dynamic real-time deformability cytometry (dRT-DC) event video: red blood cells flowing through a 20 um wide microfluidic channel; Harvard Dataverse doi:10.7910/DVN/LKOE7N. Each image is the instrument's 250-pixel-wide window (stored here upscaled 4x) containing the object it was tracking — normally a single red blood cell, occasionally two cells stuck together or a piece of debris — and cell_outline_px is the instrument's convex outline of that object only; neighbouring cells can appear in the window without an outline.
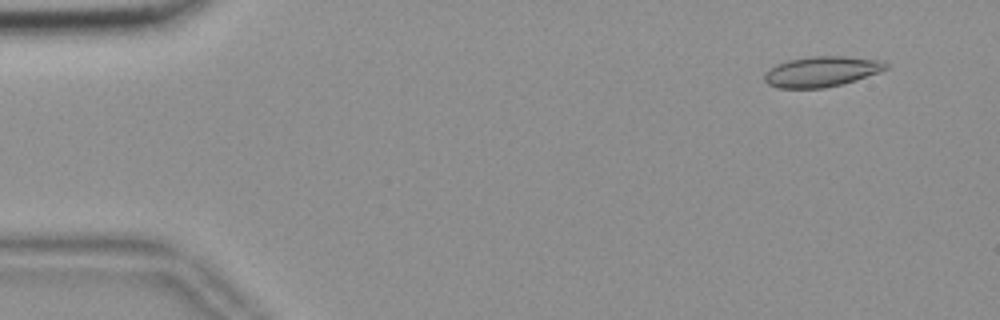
{"species": "common noctule bat (a hibernating species)", "species_latin": "Nyctalus noctula", "temperature_condition": "room temperature", "stored_images_in_passage": 55, "camera_frame_rate_fps": 3000, "um_per_image_px": 0.085, "animal": {"sex": "female", "body_mass_g": 18.4}, "frame": {"image": 1, "passage_image": 4, "time_ms": 1.0, "image_size_px": [1000, 320], "cell_outline_px": [[888, 68], [880, 72], [844, 84], [824, 88], [776, 88], [768, 84], [764, 80], [764, 72], [776, 64], [788, 60], [812, 56], [844, 56], [884, 60], [888, 64]], "centroid_in_image_um": [69.84, 6.08], "position_along_channel_um": 15.2, "area_um2": 21.79}}
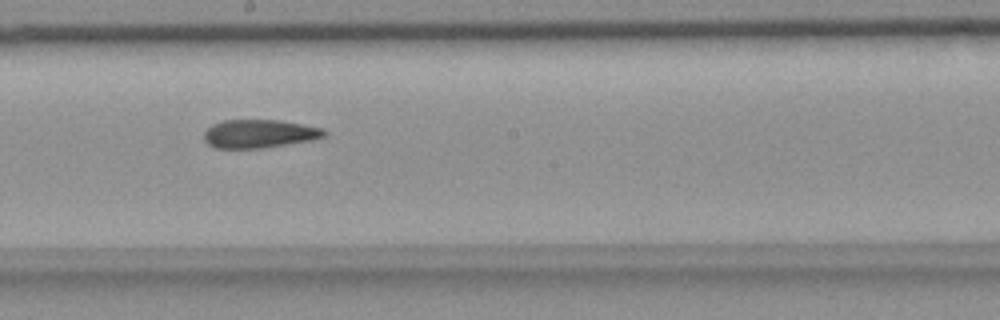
{"frame": {"image": 2, "passage_image": 30, "time_ms": 9.667, "image_size_px": [1000, 320], "cell_outline_px": [[328, 132], [324, 136], [316, 140], [264, 148], [216, 148], [208, 144], [204, 140], [204, 132], [212, 124], [224, 120], [280, 120], [324, 128]], "centroid_in_image_um": [22.08, 11.37], "position_along_channel_um": 226.1, "area_um2": 20.11}}
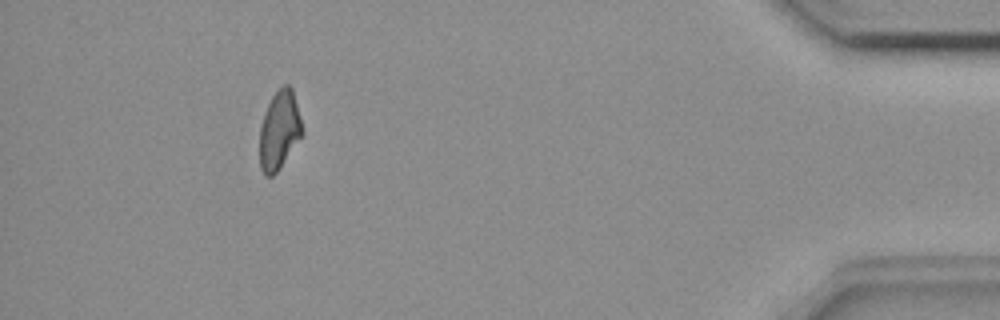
{"frame": {"image": 3, "passage_image": 50, "time_ms": 16.333, "image_size_px": [1000, 320], "cell_outline_px": [[304, 132], [280, 168], [272, 176], [264, 176], [260, 168], [260, 124], [264, 112], [272, 96], [284, 84], [288, 84], [292, 88], [300, 116]], "centroid_in_image_um": [23.74, 11.07], "position_along_channel_um": 411.5, "area_um2": 19.48}, "authors_computed_cell_mechanics": {"area_um2": 20.4612, "velocity_mm_per_s": 3.6812, "shape_relaxation_time_tau1_ms": null, "shape_relaxation_time_tau2_ms": 6.0971, "deformation_change_tau1": null, "deformation_change_tau2": 0.1294}}